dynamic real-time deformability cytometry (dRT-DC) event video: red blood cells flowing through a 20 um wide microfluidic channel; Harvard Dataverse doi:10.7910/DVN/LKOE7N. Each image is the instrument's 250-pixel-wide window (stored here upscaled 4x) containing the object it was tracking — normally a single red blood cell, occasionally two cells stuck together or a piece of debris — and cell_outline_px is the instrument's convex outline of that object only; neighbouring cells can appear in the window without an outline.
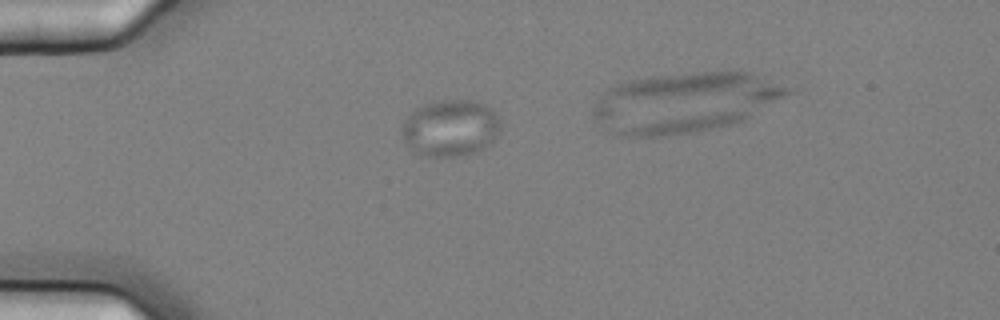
{"species": "common noctule bat (a hibernating species)", "species_latin": "Nyctalus noctula", "temperature_condition": "cold", "stored_images_in_passage": 10, "camera_frame_rate_fps": 3000, "um_per_image_px": 0.085, "animal": {"sex": "female", "body_mass_g": 25.1}, "frame": {"image": 1, "passage_image": 2, "time_ms": 0.333, "image_size_px": [1000, 320], "cell_outline_px": [[500, 132], [492, 144], [476, 152], [452, 156], [428, 156], [416, 152], [404, 140], [400, 128], [404, 120], [416, 108], [424, 104], [444, 100], [472, 100], [484, 104], [492, 108], [500, 116]], "centroid_in_image_um": [38.33, 10.87], "position_along_channel_um": 46.7, "area_um2": 32.71}}
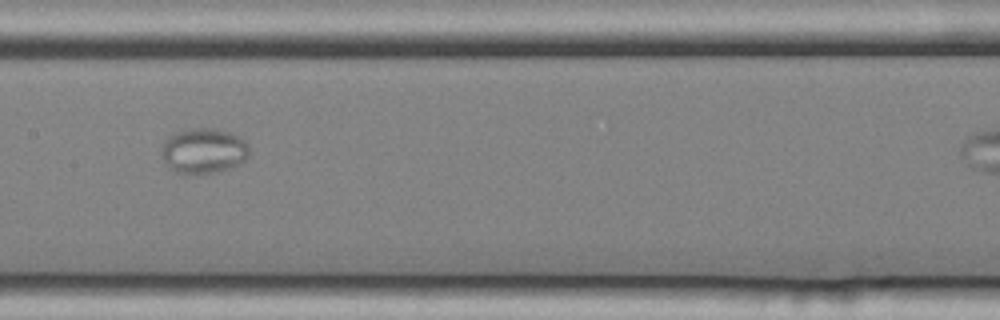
{"frame": {"image": 2, "passage_image": 6, "time_ms": 1.667, "image_size_px": [1000, 320], "cell_outline_px": [[248, 156], [244, 160], [220, 172], [184, 176], [176, 172], [164, 160], [160, 152], [160, 148], [164, 140], [172, 132], [188, 128], [216, 128], [240, 136], [248, 144]], "centroid_in_image_um": [17.25, 12.81], "position_along_channel_um": 190.1, "area_um2": 23.64}}
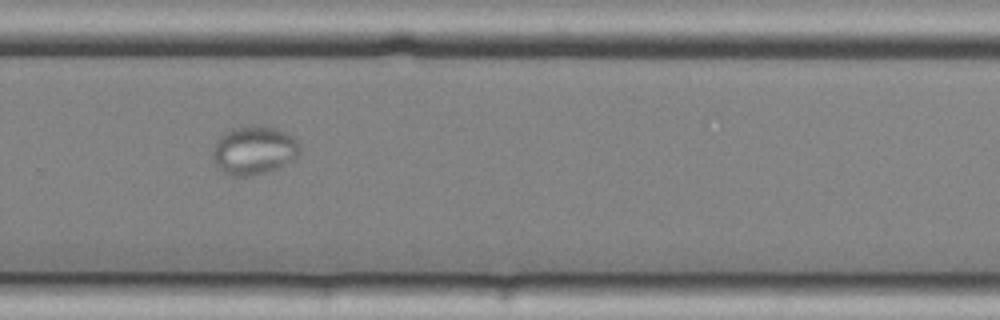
{"frame": {"image": 3, "passage_image": 9, "time_ms": 2.667, "image_size_px": [1000, 320], "cell_outline_px": [[300, 152], [292, 160], [276, 168], [252, 176], [232, 176], [216, 168], [212, 156], [212, 148], [216, 140], [224, 132], [232, 128], [272, 128], [284, 132], [292, 136], [296, 140], [300, 148]], "centroid_in_image_um": [21.52, 12.82], "position_along_channel_um": 308.3, "area_um2": 24.1}}